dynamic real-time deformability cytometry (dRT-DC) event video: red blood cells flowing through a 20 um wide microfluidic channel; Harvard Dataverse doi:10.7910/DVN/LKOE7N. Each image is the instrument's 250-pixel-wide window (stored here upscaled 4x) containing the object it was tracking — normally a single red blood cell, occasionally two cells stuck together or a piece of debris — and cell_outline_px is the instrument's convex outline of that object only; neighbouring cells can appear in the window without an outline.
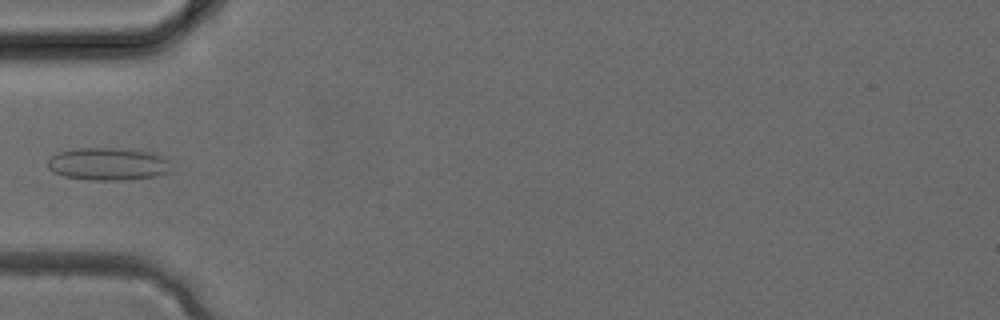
{"species": "common noctule bat (a hibernating species)", "species_latin": "Nyctalus noctula", "temperature_condition": "cold", "stored_images_in_passage": 4, "camera_frame_rate_fps": 3000, "um_per_image_px": 0.085, "animal": {"sex": "female", "body_mass_g": 24.6, "forearm_length_mm": 56.2}, "frame": {"image": 1, "passage_image": 4, "time_ms": 1.0, "image_size_px": [1000, 320], "cell_outline_px": [[172, 172], [156, 176], [128, 180], [88, 180], [64, 176], [52, 172], [48, 168], [48, 160], [52, 156], [60, 152], [72, 148], [120, 148], [148, 152], [160, 156], [168, 160]], "centroid_in_image_um": [9.18, 13.95], "position_along_channel_um": 75.8, "area_um2": 23.58}}